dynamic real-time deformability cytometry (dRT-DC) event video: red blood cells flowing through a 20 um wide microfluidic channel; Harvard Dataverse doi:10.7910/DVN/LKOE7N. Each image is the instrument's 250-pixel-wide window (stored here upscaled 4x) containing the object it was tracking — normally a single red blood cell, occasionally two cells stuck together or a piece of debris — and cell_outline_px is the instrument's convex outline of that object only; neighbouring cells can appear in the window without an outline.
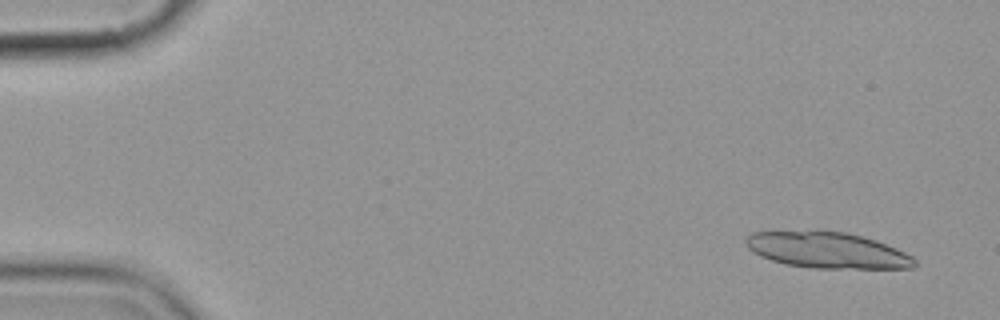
{"species": "common noctule bat (a hibernating species)", "species_latin": "Nyctalus noctula", "temperature_condition": "cold", "stored_images_in_passage": 4, "camera_frame_rate_fps": 3000, "um_per_image_px": 0.085, "animal": {"sex": "female", "body_mass_g": 19.9}, "frame": {"image": 1, "passage_image": 1, "time_ms": 0.0, "image_size_px": [1000, 320], "cell_outline_px": [[916, 264], [912, 268], [812, 268], [784, 264], [760, 256], [752, 252], [748, 248], [744, 240], [752, 232], [844, 232], [864, 236], [876, 240], [896, 248], [912, 256], [916, 260]], "centroid_in_image_um": [70.33, 21.28], "position_along_channel_um": 14.7, "area_um2": 35.03}}